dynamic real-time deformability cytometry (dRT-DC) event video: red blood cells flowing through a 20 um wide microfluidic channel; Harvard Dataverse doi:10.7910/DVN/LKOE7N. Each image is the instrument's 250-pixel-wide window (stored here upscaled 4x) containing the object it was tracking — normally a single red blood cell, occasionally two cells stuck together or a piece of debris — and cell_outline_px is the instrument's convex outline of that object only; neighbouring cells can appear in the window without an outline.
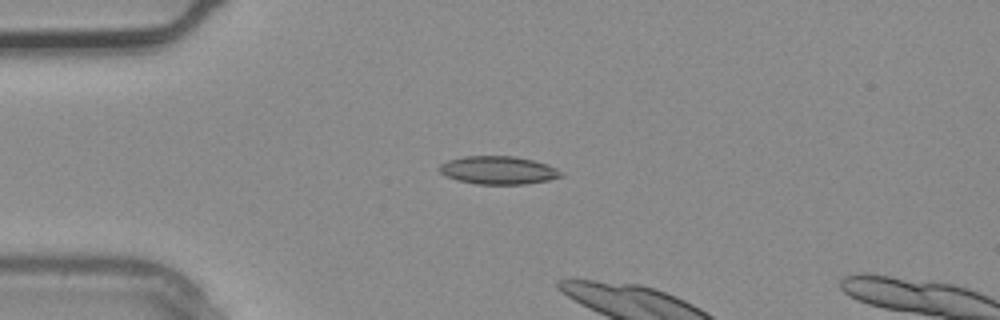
{"species": "common noctule bat (a hibernating species)", "species_latin": "Nyctalus noctula", "temperature_condition": "warm", "stored_images_in_passage": 2, "camera_frame_rate_fps": 3000, "um_per_image_px": 0.085, "animal": {"sex": "male", "body_mass_g": 20.4}, "frame": {"image": 1, "passage_image": 1, "time_ms": 0.0, "image_size_px": [1000, 320], "cell_outline_px": [[564, 176], [548, 180], [528, 184], [476, 184], [456, 180], [440, 172], [440, 164], [448, 160], [464, 156], [512, 156], [532, 160], [548, 164], [564, 172]], "centroid_in_image_um": [42.39, 14.47], "position_along_channel_um": 42.6, "area_um2": 19.94}}